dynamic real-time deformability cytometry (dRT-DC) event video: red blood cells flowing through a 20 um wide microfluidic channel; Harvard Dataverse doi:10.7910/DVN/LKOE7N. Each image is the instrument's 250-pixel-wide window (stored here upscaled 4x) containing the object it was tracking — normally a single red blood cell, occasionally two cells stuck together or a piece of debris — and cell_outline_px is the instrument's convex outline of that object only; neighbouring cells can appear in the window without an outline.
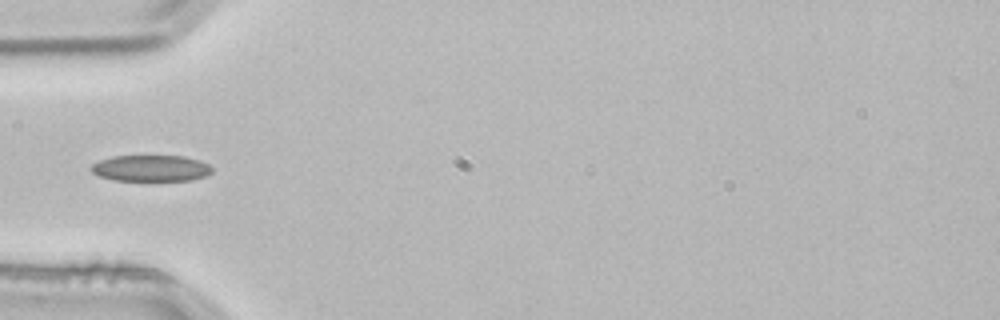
{"species": "common noctule bat (a hibernating species)", "species_latin": "Nyctalus noctula", "temperature_condition": "room temperature", "stored_images_in_passage": 3, "camera_frame_rate_fps": 3000, "um_per_image_px": 0.085, "animal": {"sex": "male", "body_mass_g": 21.5, "forearm_length_mm": 52.0}, "frame": {"image": 1, "passage_image": 3, "time_ms": 0.667, "image_size_px": [1000, 320], "cell_outline_px": [[212, 172], [204, 176], [192, 180], [112, 180], [100, 176], [92, 172], [88, 168], [92, 164], [100, 160], [112, 156], [184, 156], [200, 160], [208, 164], [212, 168]], "centroid_in_image_um": [12.81, 14.29], "position_along_channel_um": 72.2, "area_um2": 18.5}}